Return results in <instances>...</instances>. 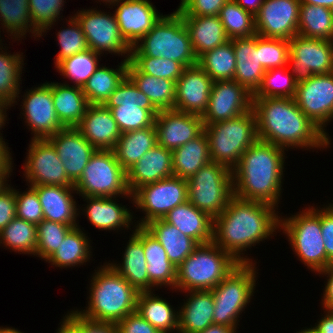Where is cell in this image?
I'll list each match as a JSON object with an SVG mask.
<instances>
[{
	"label": "cell",
	"instance_id": "ba28073f",
	"mask_svg": "<svg viewBox=\"0 0 333 333\" xmlns=\"http://www.w3.org/2000/svg\"><path fill=\"white\" fill-rule=\"evenodd\" d=\"M212 162L223 164L231 170L242 154L258 140L253 109L232 119L204 125Z\"/></svg>",
	"mask_w": 333,
	"mask_h": 333
},
{
	"label": "cell",
	"instance_id": "681fc988",
	"mask_svg": "<svg viewBox=\"0 0 333 333\" xmlns=\"http://www.w3.org/2000/svg\"><path fill=\"white\" fill-rule=\"evenodd\" d=\"M297 83L288 66L267 70L253 98H294Z\"/></svg>",
	"mask_w": 333,
	"mask_h": 333
},
{
	"label": "cell",
	"instance_id": "2644e50d",
	"mask_svg": "<svg viewBox=\"0 0 333 333\" xmlns=\"http://www.w3.org/2000/svg\"><path fill=\"white\" fill-rule=\"evenodd\" d=\"M199 333H237L233 327L224 326L219 324H212L208 326L204 331Z\"/></svg>",
	"mask_w": 333,
	"mask_h": 333
},
{
	"label": "cell",
	"instance_id": "6125c7cd",
	"mask_svg": "<svg viewBox=\"0 0 333 333\" xmlns=\"http://www.w3.org/2000/svg\"><path fill=\"white\" fill-rule=\"evenodd\" d=\"M321 229L326 256L333 263V204L321 208Z\"/></svg>",
	"mask_w": 333,
	"mask_h": 333
},
{
	"label": "cell",
	"instance_id": "4dcf8cb0",
	"mask_svg": "<svg viewBox=\"0 0 333 333\" xmlns=\"http://www.w3.org/2000/svg\"><path fill=\"white\" fill-rule=\"evenodd\" d=\"M186 301L178 307V333H199L214 324V299L211 290L185 292ZM189 293V294H188Z\"/></svg>",
	"mask_w": 333,
	"mask_h": 333
},
{
	"label": "cell",
	"instance_id": "1f68e13d",
	"mask_svg": "<svg viewBox=\"0 0 333 333\" xmlns=\"http://www.w3.org/2000/svg\"><path fill=\"white\" fill-rule=\"evenodd\" d=\"M198 244L213 240V218L197 209L188 200L170 210L163 218Z\"/></svg>",
	"mask_w": 333,
	"mask_h": 333
},
{
	"label": "cell",
	"instance_id": "f6af8a7d",
	"mask_svg": "<svg viewBox=\"0 0 333 333\" xmlns=\"http://www.w3.org/2000/svg\"><path fill=\"white\" fill-rule=\"evenodd\" d=\"M298 34L304 37L333 41L331 9L300 4Z\"/></svg>",
	"mask_w": 333,
	"mask_h": 333
},
{
	"label": "cell",
	"instance_id": "ac0fdd59",
	"mask_svg": "<svg viewBox=\"0 0 333 333\" xmlns=\"http://www.w3.org/2000/svg\"><path fill=\"white\" fill-rule=\"evenodd\" d=\"M21 109L25 123L33 134L32 140L49 139L65 127L60 123L52 99V82L27 90Z\"/></svg>",
	"mask_w": 333,
	"mask_h": 333
},
{
	"label": "cell",
	"instance_id": "f35d334b",
	"mask_svg": "<svg viewBox=\"0 0 333 333\" xmlns=\"http://www.w3.org/2000/svg\"><path fill=\"white\" fill-rule=\"evenodd\" d=\"M127 76L149 98L158 111L174 109L175 81L141 73L130 61L128 63Z\"/></svg>",
	"mask_w": 333,
	"mask_h": 333
},
{
	"label": "cell",
	"instance_id": "db71d44e",
	"mask_svg": "<svg viewBox=\"0 0 333 333\" xmlns=\"http://www.w3.org/2000/svg\"><path fill=\"white\" fill-rule=\"evenodd\" d=\"M141 73H145L156 78H165L177 81L184 70V66L173 60L166 58H154L150 56H130L129 60Z\"/></svg>",
	"mask_w": 333,
	"mask_h": 333
},
{
	"label": "cell",
	"instance_id": "8c879c8a",
	"mask_svg": "<svg viewBox=\"0 0 333 333\" xmlns=\"http://www.w3.org/2000/svg\"><path fill=\"white\" fill-rule=\"evenodd\" d=\"M11 105L10 103L6 102V101H3V100H0V130H2L1 128H4L3 126H5V123L7 121L6 118L7 117V111L6 109H8L9 107L11 108ZM1 131H0V138H3V136H1Z\"/></svg>",
	"mask_w": 333,
	"mask_h": 333
},
{
	"label": "cell",
	"instance_id": "277c9868",
	"mask_svg": "<svg viewBox=\"0 0 333 333\" xmlns=\"http://www.w3.org/2000/svg\"><path fill=\"white\" fill-rule=\"evenodd\" d=\"M105 263L90 279L88 306L76 312L91 321L117 324L136 311L139 292L109 262Z\"/></svg>",
	"mask_w": 333,
	"mask_h": 333
},
{
	"label": "cell",
	"instance_id": "91938a15",
	"mask_svg": "<svg viewBox=\"0 0 333 333\" xmlns=\"http://www.w3.org/2000/svg\"><path fill=\"white\" fill-rule=\"evenodd\" d=\"M116 327L117 333H162L142 318L137 311L126 315L116 324Z\"/></svg>",
	"mask_w": 333,
	"mask_h": 333
},
{
	"label": "cell",
	"instance_id": "c3c4849f",
	"mask_svg": "<svg viewBox=\"0 0 333 333\" xmlns=\"http://www.w3.org/2000/svg\"><path fill=\"white\" fill-rule=\"evenodd\" d=\"M98 57H100L99 54L88 49L63 59L55 68L61 73L60 75L73 81L74 86L83 88L99 67V61L101 60L98 59L101 58Z\"/></svg>",
	"mask_w": 333,
	"mask_h": 333
},
{
	"label": "cell",
	"instance_id": "d4e9b609",
	"mask_svg": "<svg viewBox=\"0 0 333 333\" xmlns=\"http://www.w3.org/2000/svg\"><path fill=\"white\" fill-rule=\"evenodd\" d=\"M230 40L236 57L234 80L254 94L266 72L260 63V35Z\"/></svg>",
	"mask_w": 333,
	"mask_h": 333
},
{
	"label": "cell",
	"instance_id": "5b68a950",
	"mask_svg": "<svg viewBox=\"0 0 333 333\" xmlns=\"http://www.w3.org/2000/svg\"><path fill=\"white\" fill-rule=\"evenodd\" d=\"M130 56H150L178 61L184 67L198 64L188 30L178 11L162 15L152 30L132 47Z\"/></svg>",
	"mask_w": 333,
	"mask_h": 333
},
{
	"label": "cell",
	"instance_id": "3957f363",
	"mask_svg": "<svg viewBox=\"0 0 333 333\" xmlns=\"http://www.w3.org/2000/svg\"><path fill=\"white\" fill-rule=\"evenodd\" d=\"M285 150L257 140L232 169L233 195L279 207L284 175Z\"/></svg>",
	"mask_w": 333,
	"mask_h": 333
},
{
	"label": "cell",
	"instance_id": "b9f144b4",
	"mask_svg": "<svg viewBox=\"0 0 333 333\" xmlns=\"http://www.w3.org/2000/svg\"><path fill=\"white\" fill-rule=\"evenodd\" d=\"M0 21V29L15 41L26 37L27 32L35 39L43 36L31 22L28 0H0Z\"/></svg>",
	"mask_w": 333,
	"mask_h": 333
},
{
	"label": "cell",
	"instance_id": "8d00e7d4",
	"mask_svg": "<svg viewBox=\"0 0 333 333\" xmlns=\"http://www.w3.org/2000/svg\"><path fill=\"white\" fill-rule=\"evenodd\" d=\"M210 162L208 140L204 131L195 139L172 151L173 176L185 180H189Z\"/></svg>",
	"mask_w": 333,
	"mask_h": 333
},
{
	"label": "cell",
	"instance_id": "603a6c76",
	"mask_svg": "<svg viewBox=\"0 0 333 333\" xmlns=\"http://www.w3.org/2000/svg\"><path fill=\"white\" fill-rule=\"evenodd\" d=\"M116 17L121 35L133 47L150 32L162 17L150 0H120L115 5Z\"/></svg>",
	"mask_w": 333,
	"mask_h": 333
},
{
	"label": "cell",
	"instance_id": "f546056e",
	"mask_svg": "<svg viewBox=\"0 0 333 333\" xmlns=\"http://www.w3.org/2000/svg\"><path fill=\"white\" fill-rule=\"evenodd\" d=\"M133 228L122 256V263L109 264L138 292H146L149 291V276L143 250V226L134 225Z\"/></svg>",
	"mask_w": 333,
	"mask_h": 333
},
{
	"label": "cell",
	"instance_id": "11a10c76",
	"mask_svg": "<svg viewBox=\"0 0 333 333\" xmlns=\"http://www.w3.org/2000/svg\"><path fill=\"white\" fill-rule=\"evenodd\" d=\"M64 3L66 0H28L31 22L41 34L49 32L61 18Z\"/></svg>",
	"mask_w": 333,
	"mask_h": 333
},
{
	"label": "cell",
	"instance_id": "6da1fadb",
	"mask_svg": "<svg viewBox=\"0 0 333 333\" xmlns=\"http://www.w3.org/2000/svg\"><path fill=\"white\" fill-rule=\"evenodd\" d=\"M276 210L266 203L233 196L222 213L213 219L212 241L239 264L257 263L244 256L245 251L273 237L276 231L280 232L277 230L280 229V216Z\"/></svg>",
	"mask_w": 333,
	"mask_h": 333
},
{
	"label": "cell",
	"instance_id": "30bf717a",
	"mask_svg": "<svg viewBox=\"0 0 333 333\" xmlns=\"http://www.w3.org/2000/svg\"><path fill=\"white\" fill-rule=\"evenodd\" d=\"M74 187L82 197L120 196L133 201V194L126 183V171L117 161L113 150H96Z\"/></svg>",
	"mask_w": 333,
	"mask_h": 333
},
{
	"label": "cell",
	"instance_id": "60d3db41",
	"mask_svg": "<svg viewBox=\"0 0 333 333\" xmlns=\"http://www.w3.org/2000/svg\"><path fill=\"white\" fill-rule=\"evenodd\" d=\"M82 230L84 229H81L79 225L72 228L59 245L58 250L46 262L61 269L86 264L92 256V246H90L91 240Z\"/></svg>",
	"mask_w": 333,
	"mask_h": 333
},
{
	"label": "cell",
	"instance_id": "7402d4cb",
	"mask_svg": "<svg viewBox=\"0 0 333 333\" xmlns=\"http://www.w3.org/2000/svg\"><path fill=\"white\" fill-rule=\"evenodd\" d=\"M213 82L198 64L185 67L176 81L174 110L203 116Z\"/></svg>",
	"mask_w": 333,
	"mask_h": 333
},
{
	"label": "cell",
	"instance_id": "be15d7a7",
	"mask_svg": "<svg viewBox=\"0 0 333 333\" xmlns=\"http://www.w3.org/2000/svg\"><path fill=\"white\" fill-rule=\"evenodd\" d=\"M67 315L80 327L82 333H117L114 323L96 322L85 319L76 310L67 312Z\"/></svg>",
	"mask_w": 333,
	"mask_h": 333
},
{
	"label": "cell",
	"instance_id": "ab89813d",
	"mask_svg": "<svg viewBox=\"0 0 333 333\" xmlns=\"http://www.w3.org/2000/svg\"><path fill=\"white\" fill-rule=\"evenodd\" d=\"M155 145H157V132L153 125L122 133L113 151L117 161L127 171Z\"/></svg>",
	"mask_w": 333,
	"mask_h": 333
},
{
	"label": "cell",
	"instance_id": "2e32d148",
	"mask_svg": "<svg viewBox=\"0 0 333 333\" xmlns=\"http://www.w3.org/2000/svg\"><path fill=\"white\" fill-rule=\"evenodd\" d=\"M23 165L28 186L51 185L75 188L53 144L48 140H32Z\"/></svg>",
	"mask_w": 333,
	"mask_h": 333
},
{
	"label": "cell",
	"instance_id": "4316f807",
	"mask_svg": "<svg viewBox=\"0 0 333 333\" xmlns=\"http://www.w3.org/2000/svg\"><path fill=\"white\" fill-rule=\"evenodd\" d=\"M173 176L172 151L155 145L126 171L128 190L133 194L143 185Z\"/></svg>",
	"mask_w": 333,
	"mask_h": 333
},
{
	"label": "cell",
	"instance_id": "f5cc1de1",
	"mask_svg": "<svg viewBox=\"0 0 333 333\" xmlns=\"http://www.w3.org/2000/svg\"><path fill=\"white\" fill-rule=\"evenodd\" d=\"M71 17V18H70ZM69 21L66 26V29H60L57 32V40L58 44L60 45V51L56 55L55 59V66L65 58L71 57L74 54L79 52H83L89 49L85 34L80 27L77 19L74 16H70Z\"/></svg>",
	"mask_w": 333,
	"mask_h": 333
},
{
	"label": "cell",
	"instance_id": "7bdbcfd3",
	"mask_svg": "<svg viewBox=\"0 0 333 333\" xmlns=\"http://www.w3.org/2000/svg\"><path fill=\"white\" fill-rule=\"evenodd\" d=\"M128 63L129 60L124 59L116 69L99 66L95 70L82 88L89 104L103 105L105 103L127 76Z\"/></svg>",
	"mask_w": 333,
	"mask_h": 333
},
{
	"label": "cell",
	"instance_id": "2a66077c",
	"mask_svg": "<svg viewBox=\"0 0 333 333\" xmlns=\"http://www.w3.org/2000/svg\"><path fill=\"white\" fill-rule=\"evenodd\" d=\"M296 333H318V331L313 326H311V328L306 327L305 329H302Z\"/></svg>",
	"mask_w": 333,
	"mask_h": 333
},
{
	"label": "cell",
	"instance_id": "cb8c5ba5",
	"mask_svg": "<svg viewBox=\"0 0 333 333\" xmlns=\"http://www.w3.org/2000/svg\"><path fill=\"white\" fill-rule=\"evenodd\" d=\"M55 147L68 179L75 184L97 150L76 128H64L48 139Z\"/></svg>",
	"mask_w": 333,
	"mask_h": 333
},
{
	"label": "cell",
	"instance_id": "52a82bcc",
	"mask_svg": "<svg viewBox=\"0 0 333 333\" xmlns=\"http://www.w3.org/2000/svg\"><path fill=\"white\" fill-rule=\"evenodd\" d=\"M296 214V215H295ZM290 217H280V231L299 261L317 274L331 264L326 256L321 229V208L309 206Z\"/></svg>",
	"mask_w": 333,
	"mask_h": 333
},
{
	"label": "cell",
	"instance_id": "e7e4bbea",
	"mask_svg": "<svg viewBox=\"0 0 333 333\" xmlns=\"http://www.w3.org/2000/svg\"><path fill=\"white\" fill-rule=\"evenodd\" d=\"M324 275L327 277V281L325 283V288L323 291L322 297V308L323 310L333 311V263L319 272L318 275Z\"/></svg>",
	"mask_w": 333,
	"mask_h": 333
},
{
	"label": "cell",
	"instance_id": "d590c367",
	"mask_svg": "<svg viewBox=\"0 0 333 333\" xmlns=\"http://www.w3.org/2000/svg\"><path fill=\"white\" fill-rule=\"evenodd\" d=\"M144 227L160 242L168 259L176 268L199 245L194 239L163 219L153 220Z\"/></svg>",
	"mask_w": 333,
	"mask_h": 333
},
{
	"label": "cell",
	"instance_id": "7a4b0ae2",
	"mask_svg": "<svg viewBox=\"0 0 333 333\" xmlns=\"http://www.w3.org/2000/svg\"><path fill=\"white\" fill-rule=\"evenodd\" d=\"M258 139L278 147L329 148V138L298 107L294 98H253Z\"/></svg>",
	"mask_w": 333,
	"mask_h": 333
},
{
	"label": "cell",
	"instance_id": "83f0119b",
	"mask_svg": "<svg viewBox=\"0 0 333 333\" xmlns=\"http://www.w3.org/2000/svg\"><path fill=\"white\" fill-rule=\"evenodd\" d=\"M37 193L43 209L44 219L77 227L80 216L79 207L73 198L77 194L75 188L64 186L39 185L31 186ZM78 222V223H77Z\"/></svg>",
	"mask_w": 333,
	"mask_h": 333
},
{
	"label": "cell",
	"instance_id": "6f0895ef",
	"mask_svg": "<svg viewBox=\"0 0 333 333\" xmlns=\"http://www.w3.org/2000/svg\"><path fill=\"white\" fill-rule=\"evenodd\" d=\"M28 187L24 192L15 189L16 217L37 225L44 219L43 209L36 191Z\"/></svg>",
	"mask_w": 333,
	"mask_h": 333
},
{
	"label": "cell",
	"instance_id": "9c48e42d",
	"mask_svg": "<svg viewBox=\"0 0 333 333\" xmlns=\"http://www.w3.org/2000/svg\"><path fill=\"white\" fill-rule=\"evenodd\" d=\"M256 270L255 263H241L211 290L214 299V324L237 330L239 315L245 311L255 293Z\"/></svg>",
	"mask_w": 333,
	"mask_h": 333
},
{
	"label": "cell",
	"instance_id": "680465c9",
	"mask_svg": "<svg viewBox=\"0 0 333 333\" xmlns=\"http://www.w3.org/2000/svg\"><path fill=\"white\" fill-rule=\"evenodd\" d=\"M229 0H181L177 10L180 15L219 16L222 7Z\"/></svg>",
	"mask_w": 333,
	"mask_h": 333
},
{
	"label": "cell",
	"instance_id": "003e7915",
	"mask_svg": "<svg viewBox=\"0 0 333 333\" xmlns=\"http://www.w3.org/2000/svg\"><path fill=\"white\" fill-rule=\"evenodd\" d=\"M3 138H0V169L13 168L12 154Z\"/></svg>",
	"mask_w": 333,
	"mask_h": 333
},
{
	"label": "cell",
	"instance_id": "4fadbf2b",
	"mask_svg": "<svg viewBox=\"0 0 333 333\" xmlns=\"http://www.w3.org/2000/svg\"><path fill=\"white\" fill-rule=\"evenodd\" d=\"M187 200V180L180 177L171 176L143 185L133 193L132 204L145 212L135 225L145 226L153 220L163 219L170 210Z\"/></svg>",
	"mask_w": 333,
	"mask_h": 333
},
{
	"label": "cell",
	"instance_id": "5bb4252c",
	"mask_svg": "<svg viewBox=\"0 0 333 333\" xmlns=\"http://www.w3.org/2000/svg\"><path fill=\"white\" fill-rule=\"evenodd\" d=\"M95 9H82L74 15L85 34L89 49L99 55L104 52L125 55V60H130L132 47L121 35L114 13Z\"/></svg>",
	"mask_w": 333,
	"mask_h": 333
},
{
	"label": "cell",
	"instance_id": "03108f58",
	"mask_svg": "<svg viewBox=\"0 0 333 333\" xmlns=\"http://www.w3.org/2000/svg\"><path fill=\"white\" fill-rule=\"evenodd\" d=\"M325 315L315 323L314 328L318 333H333V311L325 310Z\"/></svg>",
	"mask_w": 333,
	"mask_h": 333
},
{
	"label": "cell",
	"instance_id": "836d02e7",
	"mask_svg": "<svg viewBox=\"0 0 333 333\" xmlns=\"http://www.w3.org/2000/svg\"><path fill=\"white\" fill-rule=\"evenodd\" d=\"M181 16L197 58L230 40L219 16Z\"/></svg>",
	"mask_w": 333,
	"mask_h": 333
},
{
	"label": "cell",
	"instance_id": "44dd1931",
	"mask_svg": "<svg viewBox=\"0 0 333 333\" xmlns=\"http://www.w3.org/2000/svg\"><path fill=\"white\" fill-rule=\"evenodd\" d=\"M157 144L174 151L204 130L202 116L172 110H161L155 117Z\"/></svg>",
	"mask_w": 333,
	"mask_h": 333
},
{
	"label": "cell",
	"instance_id": "d6986e66",
	"mask_svg": "<svg viewBox=\"0 0 333 333\" xmlns=\"http://www.w3.org/2000/svg\"><path fill=\"white\" fill-rule=\"evenodd\" d=\"M252 99L253 94L234 79L214 81L202 116L204 125L240 116L252 109Z\"/></svg>",
	"mask_w": 333,
	"mask_h": 333
},
{
	"label": "cell",
	"instance_id": "816d5d0a",
	"mask_svg": "<svg viewBox=\"0 0 333 333\" xmlns=\"http://www.w3.org/2000/svg\"><path fill=\"white\" fill-rule=\"evenodd\" d=\"M73 227L43 219L37 224L36 257L47 260L59 248V245Z\"/></svg>",
	"mask_w": 333,
	"mask_h": 333
},
{
	"label": "cell",
	"instance_id": "89a4df30",
	"mask_svg": "<svg viewBox=\"0 0 333 333\" xmlns=\"http://www.w3.org/2000/svg\"><path fill=\"white\" fill-rule=\"evenodd\" d=\"M241 8L254 16L259 12L264 0H234Z\"/></svg>",
	"mask_w": 333,
	"mask_h": 333
},
{
	"label": "cell",
	"instance_id": "09005b40",
	"mask_svg": "<svg viewBox=\"0 0 333 333\" xmlns=\"http://www.w3.org/2000/svg\"><path fill=\"white\" fill-rule=\"evenodd\" d=\"M332 18H333V7L331 8Z\"/></svg>",
	"mask_w": 333,
	"mask_h": 333
},
{
	"label": "cell",
	"instance_id": "753ad0ef",
	"mask_svg": "<svg viewBox=\"0 0 333 333\" xmlns=\"http://www.w3.org/2000/svg\"><path fill=\"white\" fill-rule=\"evenodd\" d=\"M13 169L12 168H1L0 169V193L6 189L9 185L7 180L9 178V175L11 176Z\"/></svg>",
	"mask_w": 333,
	"mask_h": 333
},
{
	"label": "cell",
	"instance_id": "484cf974",
	"mask_svg": "<svg viewBox=\"0 0 333 333\" xmlns=\"http://www.w3.org/2000/svg\"><path fill=\"white\" fill-rule=\"evenodd\" d=\"M76 128L97 150H113L122 134L111 111L98 104L88 106Z\"/></svg>",
	"mask_w": 333,
	"mask_h": 333
},
{
	"label": "cell",
	"instance_id": "d6a6232c",
	"mask_svg": "<svg viewBox=\"0 0 333 333\" xmlns=\"http://www.w3.org/2000/svg\"><path fill=\"white\" fill-rule=\"evenodd\" d=\"M143 250L147 262L149 291L155 287L175 289L177 268L170 262L160 242L143 226Z\"/></svg>",
	"mask_w": 333,
	"mask_h": 333
},
{
	"label": "cell",
	"instance_id": "ee69618b",
	"mask_svg": "<svg viewBox=\"0 0 333 333\" xmlns=\"http://www.w3.org/2000/svg\"><path fill=\"white\" fill-rule=\"evenodd\" d=\"M1 44L4 45L0 38ZM2 45L0 46V100L14 105L17 103L16 99L20 97L19 94H21L20 84L22 83L20 81H22L24 58L23 53L20 54V52H14L13 54L5 52L6 47L4 48Z\"/></svg>",
	"mask_w": 333,
	"mask_h": 333
},
{
	"label": "cell",
	"instance_id": "74e56055",
	"mask_svg": "<svg viewBox=\"0 0 333 333\" xmlns=\"http://www.w3.org/2000/svg\"><path fill=\"white\" fill-rule=\"evenodd\" d=\"M172 307L166 299L156 296L153 291L138 294L137 313L162 333H178L179 311Z\"/></svg>",
	"mask_w": 333,
	"mask_h": 333
},
{
	"label": "cell",
	"instance_id": "b9fcfbb0",
	"mask_svg": "<svg viewBox=\"0 0 333 333\" xmlns=\"http://www.w3.org/2000/svg\"><path fill=\"white\" fill-rule=\"evenodd\" d=\"M97 1H99V2L101 1V2L105 3L106 5L112 6V5H115L120 0H97Z\"/></svg>",
	"mask_w": 333,
	"mask_h": 333
},
{
	"label": "cell",
	"instance_id": "ffe728a7",
	"mask_svg": "<svg viewBox=\"0 0 333 333\" xmlns=\"http://www.w3.org/2000/svg\"><path fill=\"white\" fill-rule=\"evenodd\" d=\"M299 0H264L255 15L258 35L289 40L298 34Z\"/></svg>",
	"mask_w": 333,
	"mask_h": 333
},
{
	"label": "cell",
	"instance_id": "f907efd6",
	"mask_svg": "<svg viewBox=\"0 0 333 333\" xmlns=\"http://www.w3.org/2000/svg\"><path fill=\"white\" fill-rule=\"evenodd\" d=\"M219 18L230 39L251 37L257 34L255 16L241 8L234 0H229L222 7Z\"/></svg>",
	"mask_w": 333,
	"mask_h": 333
},
{
	"label": "cell",
	"instance_id": "a7ac6f4b",
	"mask_svg": "<svg viewBox=\"0 0 333 333\" xmlns=\"http://www.w3.org/2000/svg\"><path fill=\"white\" fill-rule=\"evenodd\" d=\"M56 333H82L80 327L66 314Z\"/></svg>",
	"mask_w": 333,
	"mask_h": 333
},
{
	"label": "cell",
	"instance_id": "e575fe53",
	"mask_svg": "<svg viewBox=\"0 0 333 333\" xmlns=\"http://www.w3.org/2000/svg\"><path fill=\"white\" fill-rule=\"evenodd\" d=\"M52 99L56 115L65 128L77 127L90 105L81 87L52 82Z\"/></svg>",
	"mask_w": 333,
	"mask_h": 333
},
{
	"label": "cell",
	"instance_id": "7c38bea8",
	"mask_svg": "<svg viewBox=\"0 0 333 333\" xmlns=\"http://www.w3.org/2000/svg\"><path fill=\"white\" fill-rule=\"evenodd\" d=\"M103 105L111 111L121 133L153 126L159 112L128 76Z\"/></svg>",
	"mask_w": 333,
	"mask_h": 333
},
{
	"label": "cell",
	"instance_id": "f1b7e54d",
	"mask_svg": "<svg viewBox=\"0 0 333 333\" xmlns=\"http://www.w3.org/2000/svg\"><path fill=\"white\" fill-rule=\"evenodd\" d=\"M87 205L86 207L81 208V210L87 216V219L94 227L100 230H124L130 229L133 214L130 212L127 206H123L122 204H118L116 202L117 197H91L85 196ZM115 199V200H114ZM132 222V223H131Z\"/></svg>",
	"mask_w": 333,
	"mask_h": 333
},
{
	"label": "cell",
	"instance_id": "bcb514c9",
	"mask_svg": "<svg viewBox=\"0 0 333 333\" xmlns=\"http://www.w3.org/2000/svg\"><path fill=\"white\" fill-rule=\"evenodd\" d=\"M198 65L213 81L234 79L236 57L232 41L202 54L198 58Z\"/></svg>",
	"mask_w": 333,
	"mask_h": 333
},
{
	"label": "cell",
	"instance_id": "8fae6325",
	"mask_svg": "<svg viewBox=\"0 0 333 333\" xmlns=\"http://www.w3.org/2000/svg\"><path fill=\"white\" fill-rule=\"evenodd\" d=\"M187 189L188 201L215 219L234 196L232 170L211 161L187 180Z\"/></svg>",
	"mask_w": 333,
	"mask_h": 333
},
{
	"label": "cell",
	"instance_id": "7dc6e473",
	"mask_svg": "<svg viewBox=\"0 0 333 333\" xmlns=\"http://www.w3.org/2000/svg\"><path fill=\"white\" fill-rule=\"evenodd\" d=\"M1 244L14 252L36 256L37 225L15 217L0 231Z\"/></svg>",
	"mask_w": 333,
	"mask_h": 333
},
{
	"label": "cell",
	"instance_id": "9a60e30c",
	"mask_svg": "<svg viewBox=\"0 0 333 333\" xmlns=\"http://www.w3.org/2000/svg\"><path fill=\"white\" fill-rule=\"evenodd\" d=\"M289 41L288 68L297 84L333 72V41L297 34Z\"/></svg>",
	"mask_w": 333,
	"mask_h": 333
},
{
	"label": "cell",
	"instance_id": "9f6ffc18",
	"mask_svg": "<svg viewBox=\"0 0 333 333\" xmlns=\"http://www.w3.org/2000/svg\"><path fill=\"white\" fill-rule=\"evenodd\" d=\"M289 41L260 36V63L265 70L287 66Z\"/></svg>",
	"mask_w": 333,
	"mask_h": 333
},
{
	"label": "cell",
	"instance_id": "11e5206c",
	"mask_svg": "<svg viewBox=\"0 0 333 333\" xmlns=\"http://www.w3.org/2000/svg\"><path fill=\"white\" fill-rule=\"evenodd\" d=\"M0 333H24L18 330L17 328H12V327H0Z\"/></svg>",
	"mask_w": 333,
	"mask_h": 333
},
{
	"label": "cell",
	"instance_id": "94428289",
	"mask_svg": "<svg viewBox=\"0 0 333 333\" xmlns=\"http://www.w3.org/2000/svg\"><path fill=\"white\" fill-rule=\"evenodd\" d=\"M16 217L15 188L10 185L0 193V231Z\"/></svg>",
	"mask_w": 333,
	"mask_h": 333
},
{
	"label": "cell",
	"instance_id": "e0dca14e",
	"mask_svg": "<svg viewBox=\"0 0 333 333\" xmlns=\"http://www.w3.org/2000/svg\"><path fill=\"white\" fill-rule=\"evenodd\" d=\"M294 100L300 110L330 138L324 127L333 120V72L313 75L297 84Z\"/></svg>",
	"mask_w": 333,
	"mask_h": 333
},
{
	"label": "cell",
	"instance_id": "8992f818",
	"mask_svg": "<svg viewBox=\"0 0 333 333\" xmlns=\"http://www.w3.org/2000/svg\"><path fill=\"white\" fill-rule=\"evenodd\" d=\"M238 265L213 241L199 244L177 267L175 291L212 290Z\"/></svg>",
	"mask_w": 333,
	"mask_h": 333
},
{
	"label": "cell",
	"instance_id": "34e18365",
	"mask_svg": "<svg viewBox=\"0 0 333 333\" xmlns=\"http://www.w3.org/2000/svg\"><path fill=\"white\" fill-rule=\"evenodd\" d=\"M301 4H310L322 6L331 9L333 7V0H299Z\"/></svg>",
	"mask_w": 333,
	"mask_h": 333
}]
</instances>
